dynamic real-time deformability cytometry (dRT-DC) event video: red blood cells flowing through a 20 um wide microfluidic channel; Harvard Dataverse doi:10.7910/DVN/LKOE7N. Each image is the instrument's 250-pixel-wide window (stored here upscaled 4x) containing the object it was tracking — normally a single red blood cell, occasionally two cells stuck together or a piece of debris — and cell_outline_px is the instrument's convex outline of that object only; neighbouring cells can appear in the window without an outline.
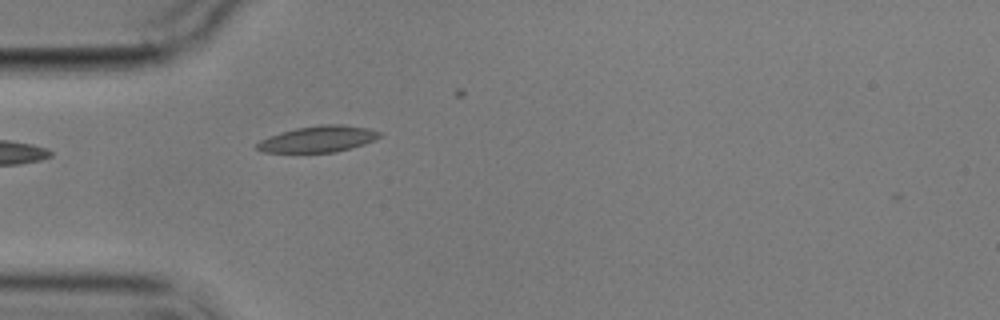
{"species": "common noctule bat (a hibernating species)", "species_latin": "Nyctalus noctula", "temperature_condition": "cold", "stored_images_in_passage": 1, "camera_frame_rate_fps": 3000, "um_per_image_px": 0.085, "animal": {"sex": "male", "body_mass_g": 17.9}, "frame": {"image": 1, "passage_image": 1, "time_ms": 0.0, "image_size_px": [1000, 320], "cell_outline_px": [[380, 136], [376, 140], [364, 144], [336, 152], [260, 152], [256, 148], [256, 144], [260, 140], [268, 136], [280, 132], [296, 128], [320, 124], [340, 124], [368, 128], [380, 132]], "centroid_in_image_um": [27.02, 11.81], "position_along_channel_um": 58.0, "area_um2": 18.79}}